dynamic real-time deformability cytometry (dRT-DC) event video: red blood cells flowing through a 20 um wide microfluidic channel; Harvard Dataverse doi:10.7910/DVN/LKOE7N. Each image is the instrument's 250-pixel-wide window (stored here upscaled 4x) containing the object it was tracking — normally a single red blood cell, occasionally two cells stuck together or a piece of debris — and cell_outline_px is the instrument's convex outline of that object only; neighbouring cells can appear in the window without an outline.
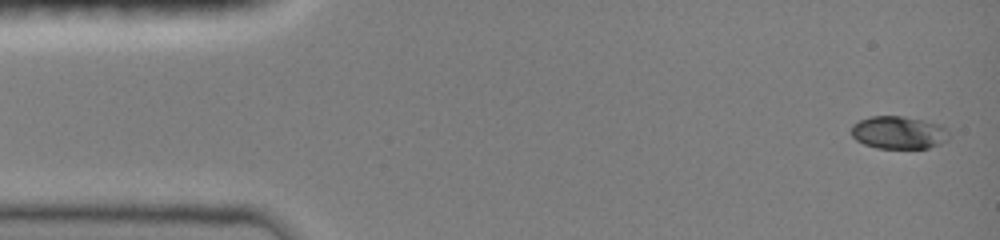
{"species": "common noctule bat (a hibernating species)", "species_latin": "Nyctalus noctula", "temperature_condition": "room temperature", "stored_images_in_passage": 10, "camera_frame_rate_fps": 3000, "um_per_image_px": 0.085, "animal": {"sex": "female", "body_mass_g": 19.0, "forearm_length_mm": 51.5}, "frame": {"image": 1, "passage_image": 1, "time_ms": 0.0, "image_size_px": [1000, 240], "cell_outline_px": [[948, 140], [940, 144], [928, 148], [876, 148], [864, 144], [856, 140], [852, 136], [852, 124], [860, 120], [872, 116], [904, 116], [940, 124], [948, 132]], "centroid_in_image_um": [76.38, 11.27], "position_along_channel_um": 8.6, "area_um2": 18.61}}
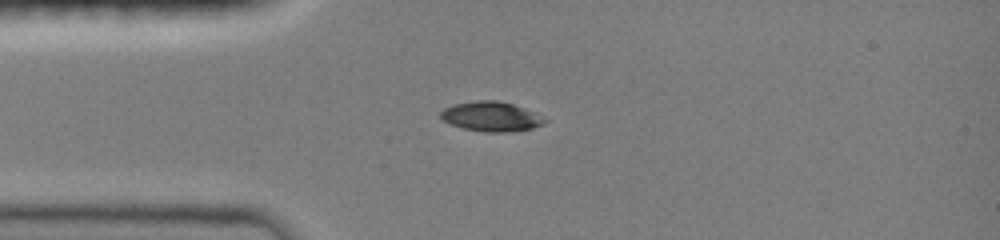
{"frame": {"image": 2, "passage_image": 7, "time_ms": 3.333, "image_size_px": [1000, 240], "cell_outline_px": [[548, 120], [544, 124], [532, 128], [512, 132], [484, 132], [464, 128], [452, 124], [444, 120], [440, 116], [440, 112], [444, 108], [452, 104], [476, 100], [496, 100], [512, 104], [536, 112]], "centroid_in_image_um": [41.78, 9.9], "position_along_channel_um": 43.2, "area_um2": 18.09}}
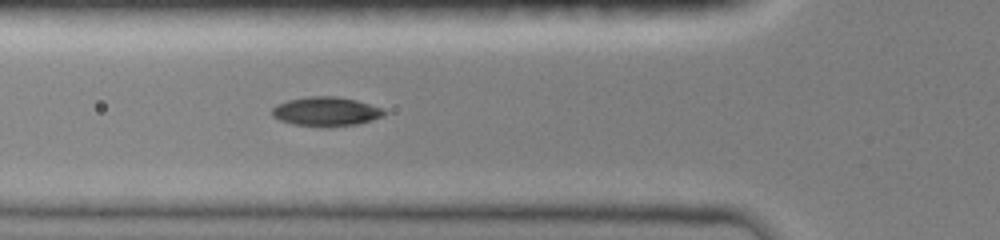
{"frame": {"image": 3, "passage_image": 10, "time_ms": 5.0, "image_size_px": [1000, 240], "cell_outline_px": [[384, 116], [372, 120], [356, 124], [328, 128], [320, 128], [292, 124], [280, 120], [272, 116], [272, 108], [276, 104], [288, 100], [308, 96], [336, 96], [356, 100], [384, 108]], "centroid_in_image_um": [27.7, 9.49], "position_along_channel_um": 98.1, "area_um2": 19.42}}